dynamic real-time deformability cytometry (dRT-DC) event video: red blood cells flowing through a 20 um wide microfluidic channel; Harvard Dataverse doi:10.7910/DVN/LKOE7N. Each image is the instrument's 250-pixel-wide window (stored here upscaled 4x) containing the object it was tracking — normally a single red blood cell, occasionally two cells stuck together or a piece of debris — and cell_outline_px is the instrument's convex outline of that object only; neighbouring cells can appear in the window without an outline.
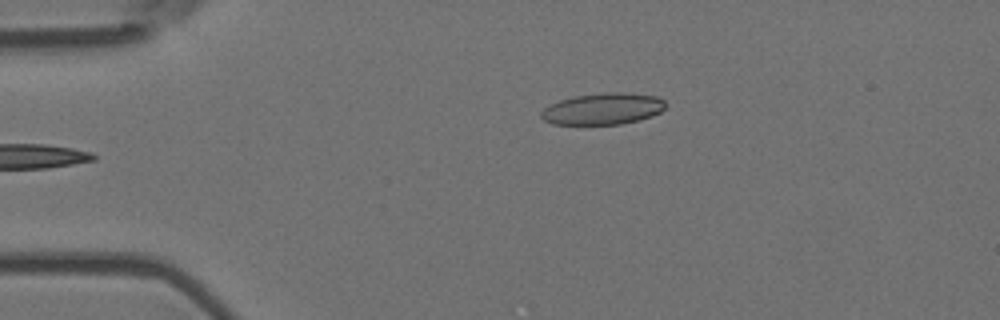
{"species": "Egyptian fruit bat (a non-hibernating species)", "species_latin": "Rousettus aegyptiacus", "temperature_condition": "room temperature", "stored_images_in_passage": 4, "camera_frame_rate_fps": 3000, "um_per_image_px": 0.085, "animal": {"sex": "female"}, "frame": {"image": 1, "passage_image": 4, "time_ms": 1.0, "image_size_px": [1000, 320], "cell_outline_px": [[664, 108], [660, 112], [652, 116], [640, 120], [620, 124], [552, 124], [544, 120], [540, 116], [540, 112], [544, 108], [560, 100], [572, 96], [604, 92], [624, 92], [656, 96], [664, 100]], "centroid_in_image_um": [51.24, 9.24], "position_along_channel_um": 33.8, "area_um2": 22.89}}